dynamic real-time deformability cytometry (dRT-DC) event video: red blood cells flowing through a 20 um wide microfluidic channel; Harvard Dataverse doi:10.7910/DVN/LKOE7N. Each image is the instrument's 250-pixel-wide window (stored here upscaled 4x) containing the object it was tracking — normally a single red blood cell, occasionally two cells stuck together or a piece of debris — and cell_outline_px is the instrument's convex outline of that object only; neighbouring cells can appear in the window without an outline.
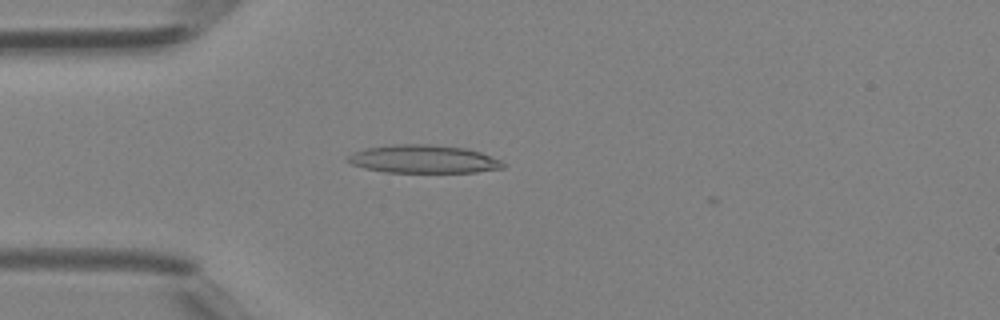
{"species": "Egyptian fruit bat (a non-hibernating species)", "species_latin": "Rousettus aegyptiacus", "temperature_condition": "room temperature", "stored_images_in_passage": 3, "camera_frame_rate_fps": 3000, "um_per_image_px": 0.085, "animal": {"sex": "female"}, "frame": {"image": 1, "passage_image": 2, "time_ms": 0.333, "image_size_px": [1000, 320], "cell_outline_px": [[504, 168], [476, 172], [384, 172], [364, 168], [352, 164], [344, 160], [352, 152], [368, 148], [392, 144], [432, 144], [468, 148], [480, 152], [500, 160], [504, 164]], "centroid_in_image_um": [35.97, 13.52], "position_along_channel_um": 49.0, "area_um2": 25.55}}